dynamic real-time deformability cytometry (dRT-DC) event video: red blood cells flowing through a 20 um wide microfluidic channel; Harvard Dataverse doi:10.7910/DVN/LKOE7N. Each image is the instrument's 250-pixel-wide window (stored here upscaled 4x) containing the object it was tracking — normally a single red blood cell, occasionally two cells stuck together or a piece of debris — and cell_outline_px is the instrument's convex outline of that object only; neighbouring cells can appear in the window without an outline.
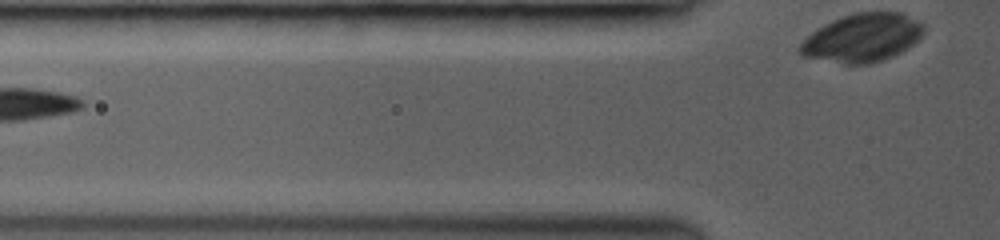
{"species": "common noctule bat (a hibernating species)", "species_latin": "Nyctalus noctula", "temperature_condition": "room temperature", "stored_images_in_passage": 8, "segment_of_instrument_passage": [2, 2], "camera_frame_rate_fps": 3000, "um_per_image_px": 0.085, "animal": {"sex": "female", "body_mass_g": 19.0, "forearm_length_mm": 53.3}, "frame": {"image": 1, "passage_image": 8, "time_ms": 2.667, "image_size_px": [1000, 240], "cell_outline_px": [[924, 32], [912, 44], [900, 52], [892, 56], [872, 64], [844, 64], [804, 56], [796, 48], [812, 32], [824, 24], [832, 20], [856, 12], [900, 12], [924, 24]], "centroid_in_image_um": [73.29, 3.21], "position_along_channel_um": 52.5, "area_um2": 34.51}}